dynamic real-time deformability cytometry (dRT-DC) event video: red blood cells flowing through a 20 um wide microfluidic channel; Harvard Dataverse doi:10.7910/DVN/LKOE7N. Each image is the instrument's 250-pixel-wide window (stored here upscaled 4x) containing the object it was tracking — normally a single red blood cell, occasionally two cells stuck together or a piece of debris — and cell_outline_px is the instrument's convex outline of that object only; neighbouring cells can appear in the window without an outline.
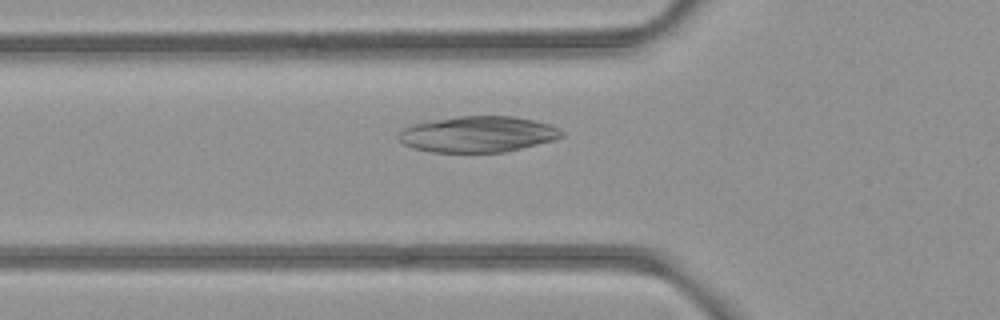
{"species": "common noctule bat (a hibernating species)", "species_latin": "Nyctalus noctula", "temperature_condition": "room temperature", "stored_images_in_passage": 51, "camera_frame_rate_fps": 3000, "um_per_image_px": 0.085, "animal": {"sex": "female", "body_mass_g": 21.9}, "frame": {"image": 1, "passage_image": 17, "time_ms": 5.333, "image_size_px": [1000, 320], "cell_outline_px": [[564, 136], [556, 140], [504, 152], [432, 152], [412, 148], [404, 144], [396, 136], [404, 128], [412, 124], [456, 116], [512, 116], [532, 120], [548, 124], [564, 132]], "centroid_in_image_um": [40.61, 11.41], "position_along_channel_um": 85.2, "area_um2": 34.16}}
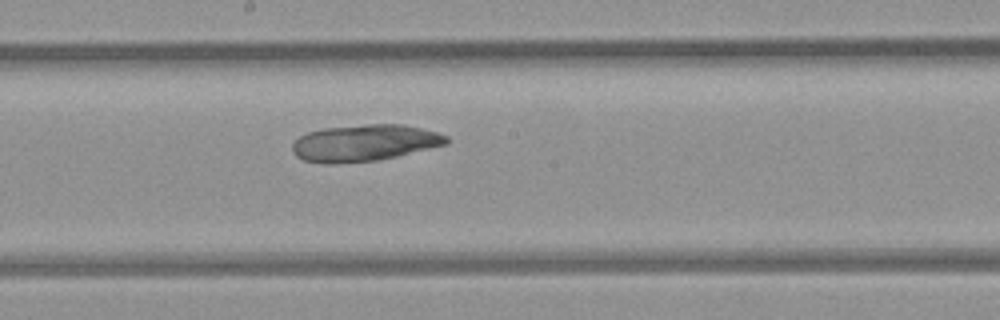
{"frame": {"image": 2, "passage_image": 27, "time_ms": 8.667, "image_size_px": [1000, 320], "cell_outline_px": [[448, 144], [396, 156], [376, 160], [336, 164], [324, 164], [304, 160], [296, 156], [292, 152], [292, 144], [300, 136], [308, 132], [324, 128], [368, 124], [404, 124], [436, 132], [448, 136]], "centroid_in_image_um": [30.96, 12.15], "position_along_channel_um": 217.2, "area_um2": 32.83}}
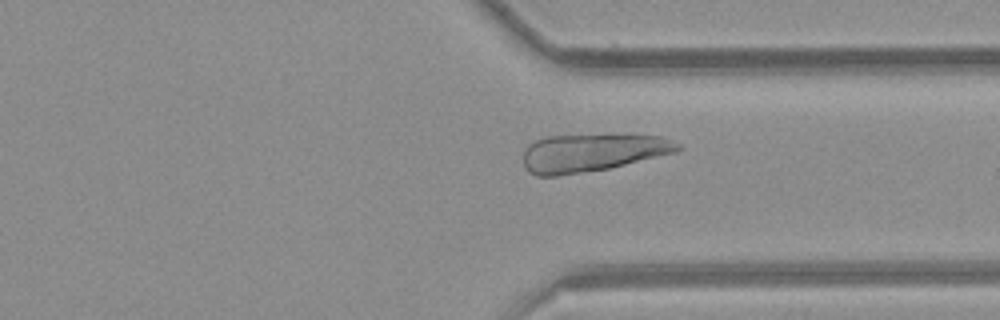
{"frame": {"image": 3, "passage_image": 38, "time_ms": 12.333, "image_size_px": [1000, 320], "cell_outline_px": [[680, 148], [676, 152], [608, 168], [556, 176], [536, 176], [528, 172], [524, 168], [524, 148], [528, 144], [536, 140], [548, 136], [660, 136], [672, 140], [680, 144]], "centroid_in_image_um": [50.26, 13.0], "position_along_channel_um": 361.1, "area_um2": 33.35}}